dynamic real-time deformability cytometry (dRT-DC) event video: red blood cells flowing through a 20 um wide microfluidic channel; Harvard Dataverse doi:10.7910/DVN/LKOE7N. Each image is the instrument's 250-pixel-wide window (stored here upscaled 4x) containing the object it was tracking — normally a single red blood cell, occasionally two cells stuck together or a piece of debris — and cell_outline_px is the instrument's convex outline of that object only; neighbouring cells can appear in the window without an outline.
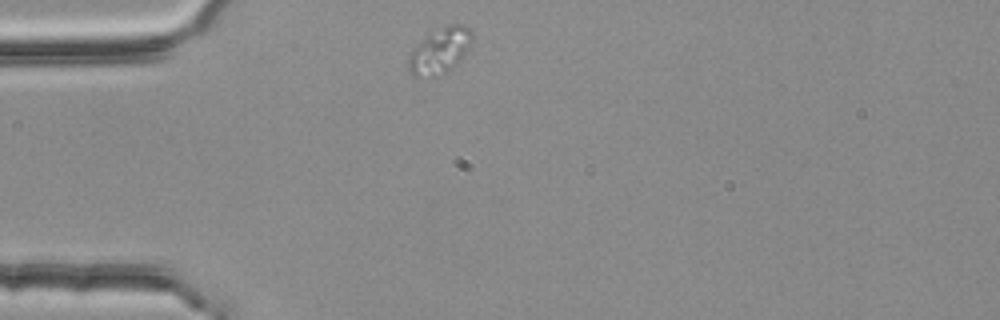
{"species": "common noctule bat (a hibernating species)", "species_latin": "Nyctalus noctula", "temperature_condition": "room temperature", "stored_images_in_passage": 1, "camera_frame_rate_fps": 3000, "um_per_image_px": 0.085, "animal": {"sex": "female", "body_mass_g": 25.1}, "frame": {"image": 1, "passage_image": 1, "time_ms": 0.0, "image_size_px": [1000, 320], "cell_outline_px": [[472, 40], [468, 48], [456, 64], [444, 76], [412, 76], [408, 72], [408, 56], [428, 36], [448, 24], [464, 24], [472, 32]], "centroid_in_image_um": [37.4, 4.36], "position_along_channel_um": 47.6, "area_um2": 16.53}}